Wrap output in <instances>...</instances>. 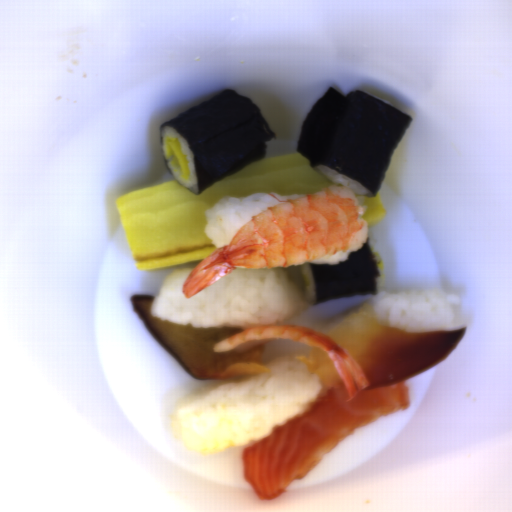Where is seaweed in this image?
Here are the masks:
<instances>
[{"mask_svg":"<svg viewBox=\"0 0 512 512\" xmlns=\"http://www.w3.org/2000/svg\"><path fill=\"white\" fill-rule=\"evenodd\" d=\"M414 118L362 91L328 86L305 116L296 151L310 168L325 166L375 196Z\"/></svg>","mask_w":512,"mask_h":512,"instance_id":"obj_1","label":"seaweed"},{"mask_svg":"<svg viewBox=\"0 0 512 512\" xmlns=\"http://www.w3.org/2000/svg\"><path fill=\"white\" fill-rule=\"evenodd\" d=\"M163 125L175 128L191 147L198 193L188 190L196 195L265 158L266 143L277 138L255 102L226 89L160 125V149L170 174L161 148Z\"/></svg>","mask_w":512,"mask_h":512,"instance_id":"obj_2","label":"seaweed"},{"mask_svg":"<svg viewBox=\"0 0 512 512\" xmlns=\"http://www.w3.org/2000/svg\"><path fill=\"white\" fill-rule=\"evenodd\" d=\"M315 290L312 306L343 297L376 296L380 272L369 241L351 251L343 262L328 265L309 262Z\"/></svg>","mask_w":512,"mask_h":512,"instance_id":"obj_3","label":"seaweed"}]
</instances>
